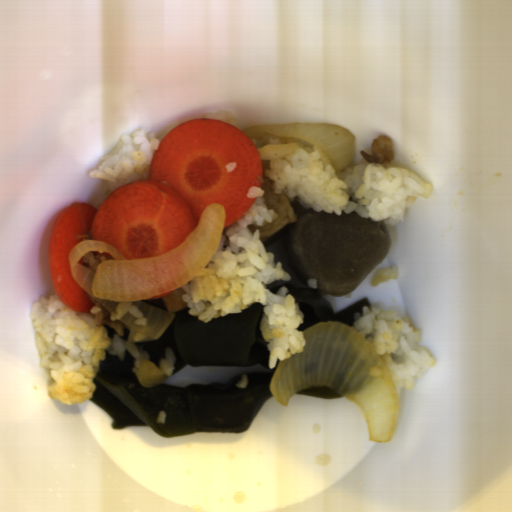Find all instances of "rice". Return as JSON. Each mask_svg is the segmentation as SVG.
<instances>
[{
    "mask_svg": "<svg viewBox=\"0 0 512 512\" xmlns=\"http://www.w3.org/2000/svg\"><path fill=\"white\" fill-rule=\"evenodd\" d=\"M265 191L248 189L246 196L256 198L254 204L222 235L214 254L202 271L182 286V300L189 314L202 322L239 313L255 302L263 305L260 330L269 350V367L279 360L291 358L305 350L302 331L304 314L286 286L271 293L267 286L275 280H291L292 276L274 263L275 253L268 252L260 237V229L252 234L249 226H263L278 217L266 205Z\"/></svg>",
    "mask_w": 512,
    "mask_h": 512,
    "instance_id": "obj_1",
    "label": "rice"
},
{
    "mask_svg": "<svg viewBox=\"0 0 512 512\" xmlns=\"http://www.w3.org/2000/svg\"><path fill=\"white\" fill-rule=\"evenodd\" d=\"M269 144H297L285 158L271 160L265 176L272 191L301 207L341 215L355 212L363 220L397 226L405 221V210L416 199H429L431 184L417 173L392 163L348 165L337 171L329 157L316 146L294 139L269 137Z\"/></svg>",
    "mask_w": 512,
    "mask_h": 512,
    "instance_id": "obj_2",
    "label": "rice"
},
{
    "mask_svg": "<svg viewBox=\"0 0 512 512\" xmlns=\"http://www.w3.org/2000/svg\"><path fill=\"white\" fill-rule=\"evenodd\" d=\"M100 306H93L89 313L69 308L58 295L49 299L42 295L32 303L30 317L35 332V344L41 367L49 368L52 383L48 395L66 405L89 400L95 390V377L101 361L109 351L124 360L125 350L134 358L132 370H137L148 352L135 343H128L113 333L110 338L105 327L95 325L94 314Z\"/></svg>",
    "mask_w": 512,
    "mask_h": 512,
    "instance_id": "obj_3",
    "label": "rice"
},
{
    "mask_svg": "<svg viewBox=\"0 0 512 512\" xmlns=\"http://www.w3.org/2000/svg\"><path fill=\"white\" fill-rule=\"evenodd\" d=\"M364 337L387 367L395 388L413 389L436 359L421 342L420 329L411 319L394 311L382 310L380 304L363 306L355 312L350 327Z\"/></svg>",
    "mask_w": 512,
    "mask_h": 512,
    "instance_id": "obj_4",
    "label": "rice"
},
{
    "mask_svg": "<svg viewBox=\"0 0 512 512\" xmlns=\"http://www.w3.org/2000/svg\"><path fill=\"white\" fill-rule=\"evenodd\" d=\"M160 145L155 132L145 128L123 136L113 150L102 157L98 169L88 174L91 179H104L109 186L105 197L114 190L149 178L153 155Z\"/></svg>",
    "mask_w": 512,
    "mask_h": 512,
    "instance_id": "obj_5",
    "label": "rice"
},
{
    "mask_svg": "<svg viewBox=\"0 0 512 512\" xmlns=\"http://www.w3.org/2000/svg\"><path fill=\"white\" fill-rule=\"evenodd\" d=\"M127 313L135 318V324L138 326H146L147 318L134 304H132V301H120L116 311H112L110 319L111 321L121 320Z\"/></svg>",
    "mask_w": 512,
    "mask_h": 512,
    "instance_id": "obj_6",
    "label": "rice"
},
{
    "mask_svg": "<svg viewBox=\"0 0 512 512\" xmlns=\"http://www.w3.org/2000/svg\"><path fill=\"white\" fill-rule=\"evenodd\" d=\"M399 274V270L397 265L394 267H383L380 269H376L372 279L371 285L376 286L385 282H388L391 279H397Z\"/></svg>",
    "mask_w": 512,
    "mask_h": 512,
    "instance_id": "obj_7",
    "label": "rice"
},
{
    "mask_svg": "<svg viewBox=\"0 0 512 512\" xmlns=\"http://www.w3.org/2000/svg\"><path fill=\"white\" fill-rule=\"evenodd\" d=\"M175 353L173 349L166 348L164 358H161L159 363V370L164 371L167 374V377L173 375L175 371Z\"/></svg>",
    "mask_w": 512,
    "mask_h": 512,
    "instance_id": "obj_8",
    "label": "rice"
},
{
    "mask_svg": "<svg viewBox=\"0 0 512 512\" xmlns=\"http://www.w3.org/2000/svg\"><path fill=\"white\" fill-rule=\"evenodd\" d=\"M205 117L232 124L240 131L242 129V127H241L240 123L237 121L235 115L232 112H229L227 110H222V111H218V112H209L208 114H206Z\"/></svg>",
    "mask_w": 512,
    "mask_h": 512,
    "instance_id": "obj_9",
    "label": "rice"
},
{
    "mask_svg": "<svg viewBox=\"0 0 512 512\" xmlns=\"http://www.w3.org/2000/svg\"><path fill=\"white\" fill-rule=\"evenodd\" d=\"M166 421V413L165 411H159L158 415H157V419H156V422L157 424H164Z\"/></svg>",
    "mask_w": 512,
    "mask_h": 512,
    "instance_id": "obj_10",
    "label": "rice"
},
{
    "mask_svg": "<svg viewBox=\"0 0 512 512\" xmlns=\"http://www.w3.org/2000/svg\"><path fill=\"white\" fill-rule=\"evenodd\" d=\"M307 286L310 289H317V287H318L317 278H309V279H307Z\"/></svg>",
    "mask_w": 512,
    "mask_h": 512,
    "instance_id": "obj_11",
    "label": "rice"
},
{
    "mask_svg": "<svg viewBox=\"0 0 512 512\" xmlns=\"http://www.w3.org/2000/svg\"><path fill=\"white\" fill-rule=\"evenodd\" d=\"M247 382H248V376L246 374L242 375L241 380H239V383H236V386H238L239 388H245Z\"/></svg>",
    "mask_w": 512,
    "mask_h": 512,
    "instance_id": "obj_12",
    "label": "rice"
},
{
    "mask_svg": "<svg viewBox=\"0 0 512 512\" xmlns=\"http://www.w3.org/2000/svg\"><path fill=\"white\" fill-rule=\"evenodd\" d=\"M236 166V161L229 162L228 164L225 165L227 172L233 171L236 168Z\"/></svg>",
    "mask_w": 512,
    "mask_h": 512,
    "instance_id": "obj_13",
    "label": "rice"
}]
</instances>
